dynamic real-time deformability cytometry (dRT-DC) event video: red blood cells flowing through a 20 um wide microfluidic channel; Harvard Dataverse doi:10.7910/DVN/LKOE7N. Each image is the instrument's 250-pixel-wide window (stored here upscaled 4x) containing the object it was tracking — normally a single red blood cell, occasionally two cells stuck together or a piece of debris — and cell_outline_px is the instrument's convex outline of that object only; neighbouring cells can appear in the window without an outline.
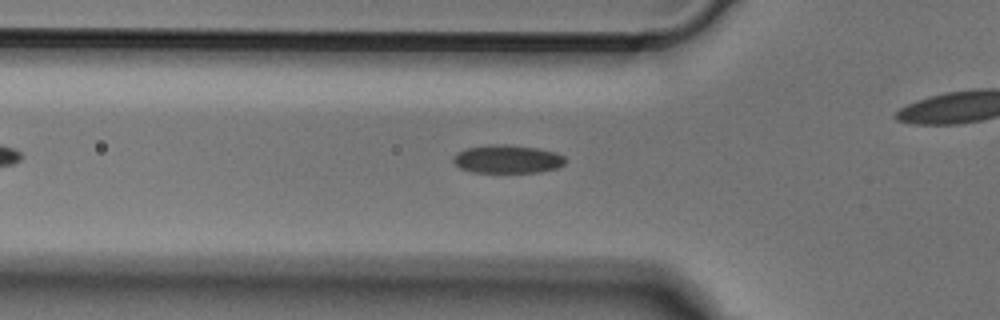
{"species": "Egyptian fruit bat (a non-hibernating species)", "species_latin": "Rousettus aegyptiacus", "temperature_condition": "cold", "stored_images_in_passage": 44, "camera_frame_rate_fps": 3000, "um_per_image_px": 0.085, "animal": {"sex": "male"}, "frame": {"image": 1, "passage_image": 10, "time_ms": 3.0, "image_size_px": [1000, 320], "cell_outline_px": [[564, 164], [556, 168], [540, 172], [472, 172], [460, 168], [452, 160], [452, 156], [456, 152], [464, 148], [492, 144], [508, 144], [536, 148], [556, 152], [564, 156]], "centroid_in_image_um": [43.08, 13.51], "position_along_channel_um": 82.7, "area_um2": 18.55}}
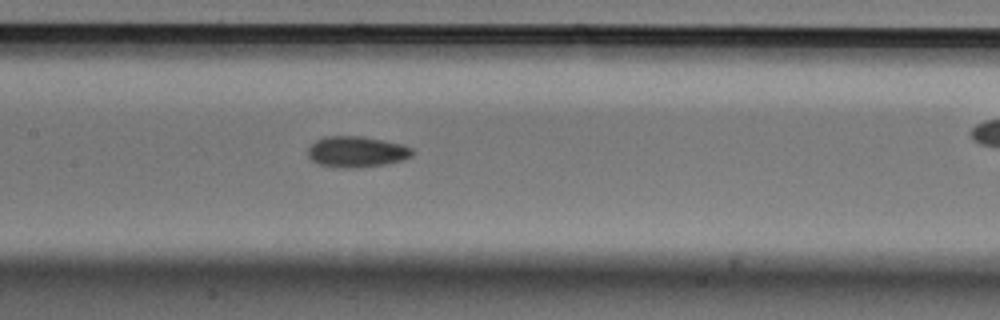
{"frame": {"image": 2, "passage_image": 17, "time_ms": 5.333, "image_size_px": [1000, 320], "cell_outline_px": [[412, 156], [404, 160], [384, 164], [360, 168], [336, 168], [320, 164], [312, 160], [308, 156], [308, 148], [316, 140], [324, 136], [364, 136], [384, 140], [400, 144], [412, 148]], "centroid_in_image_um": [30.3, 12.9], "position_along_channel_um": 177.1, "area_um2": 18.96}}
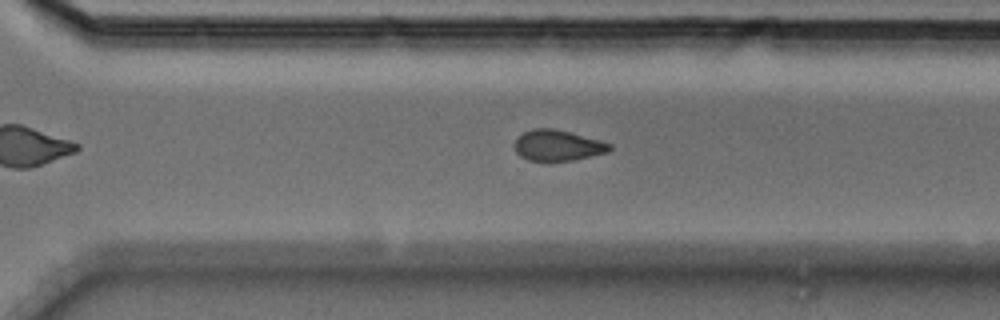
{"frame": {"image": 3, "passage_image": 28, "time_ms": 9.0, "image_size_px": [1000, 320], "cell_outline_px": [[612, 148], [608, 152], [572, 160], [548, 164], [528, 160], [520, 156], [516, 152], [516, 140], [524, 132], [532, 128], [552, 128], [600, 140], [612, 144]], "centroid_in_image_um": [47.4, 12.4], "position_along_channel_um": 323.2, "area_um2": 17.34}}